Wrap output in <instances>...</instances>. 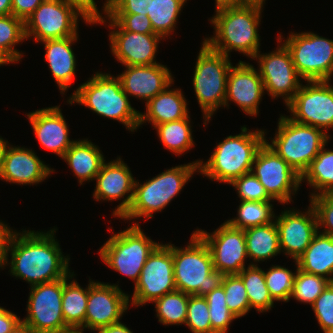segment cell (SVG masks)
Listing matches in <instances>:
<instances>
[{
    "label": "cell",
    "mask_w": 333,
    "mask_h": 333,
    "mask_svg": "<svg viewBox=\"0 0 333 333\" xmlns=\"http://www.w3.org/2000/svg\"><path fill=\"white\" fill-rule=\"evenodd\" d=\"M8 64L1 56H0V66Z\"/></svg>",
    "instance_id": "6125c7cd"
},
{
    "label": "cell",
    "mask_w": 333,
    "mask_h": 333,
    "mask_svg": "<svg viewBox=\"0 0 333 333\" xmlns=\"http://www.w3.org/2000/svg\"><path fill=\"white\" fill-rule=\"evenodd\" d=\"M9 144L10 143L8 142V140L6 141L5 139H3L0 136V171L2 168V163H3L4 156H5V152H6L7 147L9 146Z\"/></svg>",
    "instance_id": "6f0895ef"
},
{
    "label": "cell",
    "mask_w": 333,
    "mask_h": 333,
    "mask_svg": "<svg viewBox=\"0 0 333 333\" xmlns=\"http://www.w3.org/2000/svg\"><path fill=\"white\" fill-rule=\"evenodd\" d=\"M330 80L307 81L286 105L294 122L321 130L333 128V86ZM293 115V116H292Z\"/></svg>",
    "instance_id": "4fadbf2b"
},
{
    "label": "cell",
    "mask_w": 333,
    "mask_h": 333,
    "mask_svg": "<svg viewBox=\"0 0 333 333\" xmlns=\"http://www.w3.org/2000/svg\"><path fill=\"white\" fill-rule=\"evenodd\" d=\"M84 330L82 329H67V330H64V331H61V332H56V333H83Z\"/></svg>",
    "instance_id": "680465c9"
},
{
    "label": "cell",
    "mask_w": 333,
    "mask_h": 333,
    "mask_svg": "<svg viewBox=\"0 0 333 333\" xmlns=\"http://www.w3.org/2000/svg\"><path fill=\"white\" fill-rule=\"evenodd\" d=\"M199 162L196 160L172 167L143 184L136 180L131 205L120 219H149L153 213L161 212L182 191L193 174L198 172Z\"/></svg>",
    "instance_id": "52a82bcc"
},
{
    "label": "cell",
    "mask_w": 333,
    "mask_h": 333,
    "mask_svg": "<svg viewBox=\"0 0 333 333\" xmlns=\"http://www.w3.org/2000/svg\"><path fill=\"white\" fill-rule=\"evenodd\" d=\"M298 269L333 282V237L318 232L296 260Z\"/></svg>",
    "instance_id": "f1b7e54d"
},
{
    "label": "cell",
    "mask_w": 333,
    "mask_h": 333,
    "mask_svg": "<svg viewBox=\"0 0 333 333\" xmlns=\"http://www.w3.org/2000/svg\"><path fill=\"white\" fill-rule=\"evenodd\" d=\"M9 333H35V332L26 323L20 321Z\"/></svg>",
    "instance_id": "db71d44e"
},
{
    "label": "cell",
    "mask_w": 333,
    "mask_h": 333,
    "mask_svg": "<svg viewBox=\"0 0 333 333\" xmlns=\"http://www.w3.org/2000/svg\"><path fill=\"white\" fill-rule=\"evenodd\" d=\"M94 9L97 8L95 0H86Z\"/></svg>",
    "instance_id": "91938a15"
},
{
    "label": "cell",
    "mask_w": 333,
    "mask_h": 333,
    "mask_svg": "<svg viewBox=\"0 0 333 333\" xmlns=\"http://www.w3.org/2000/svg\"><path fill=\"white\" fill-rule=\"evenodd\" d=\"M229 185L235 187L240 201H274L252 172L234 179Z\"/></svg>",
    "instance_id": "ee69618b"
},
{
    "label": "cell",
    "mask_w": 333,
    "mask_h": 333,
    "mask_svg": "<svg viewBox=\"0 0 333 333\" xmlns=\"http://www.w3.org/2000/svg\"><path fill=\"white\" fill-rule=\"evenodd\" d=\"M73 276L71 272L63 278L62 313L68 328L84 330L89 284L84 289L76 279L70 280Z\"/></svg>",
    "instance_id": "f546056e"
},
{
    "label": "cell",
    "mask_w": 333,
    "mask_h": 333,
    "mask_svg": "<svg viewBox=\"0 0 333 333\" xmlns=\"http://www.w3.org/2000/svg\"><path fill=\"white\" fill-rule=\"evenodd\" d=\"M12 14V0H0V15Z\"/></svg>",
    "instance_id": "11a10c76"
},
{
    "label": "cell",
    "mask_w": 333,
    "mask_h": 333,
    "mask_svg": "<svg viewBox=\"0 0 333 333\" xmlns=\"http://www.w3.org/2000/svg\"><path fill=\"white\" fill-rule=\"evenodd\" d=\"M24 230L11 236L5 266L11 264L10 275L25 280L31 286L60 280L67 277L70 257L64 256L55 233ZM10 260V262L8 261Z\"/></svg>",
    "instance_id": "6da1fadb"
},
{
    "label": "cell",
    "mask_w": 333,
    "mask_h": 333,
    "mask_svg": "<svg viewBox=\"0 0 333 333\" xmlns=\"http://www.w3.org/2000/svg\"><path fill=\"white\" fill-rule=\"evenodd\" d=\"M189 294L175 290L155 300L158 322L163 325H182L187 318Z\"/></svg>",
    "instance_id": "74e56055"
},
{
    "label": "cell",
    "mask_w": 333,
    "mask_h": 333,
    "mask_svg": "<svg viewBox=\"0 0 333 333\" xmlns=\"http://www.w3.org/2000/svg\"><path fill=\"white\" fill-rule=\"evenodd\" d=\"M257 70L250 63L241 60L237 65L231 66L227 77L225 107L232 101L247 115L256 116L259 113L265 89Z\"/></svg>",
    "instance_id": "7402d4cb"
},
{
    "label": "cell",
    "mask_w": 333,
    "mask_h": 333,
    "mask_svg": "<svg viewBox=\"0 0 333 333\" xmlns=\"http://www.w3.org/2000/svg\"><path fill=\"white\" fill-rule=\"evenodd\" d=\"M326 145L301 176V182L306 180L314 190L310 197L333 192V150H327Z\"/></svg>",
    "instance_id": "d6a6232c"
},
{
    "label": "cell",
    "mask_w": 333,
    "mask_h": 333,
    "mask_svg": "<svg viewBox=\"0 0 333 333\" xmlns=\"http://www.w3.org/2000/svg\"><path fill=\"white\" fill-rule=\"evenodd\" d=\"M305 212L294 208L275 216L281 252L296 261L318 233L317 216L311 204Z\"/></svg>",
    "instance_id": "ffe728a7"
},
{
    "label": "cell",
    "mask_w": 333,
    "mask_h": 333,
    "mask_svg": "<svg viewBox=\"0 0 333 333\" xmlns=\"http://www.w3.org/2000/svg\"><path fill=\"white\" fill-rule=\"evenodd\" d=\"M30 288L27 315L21 321L35 333H56L69 329L62 313L63 278Z\"/></svg>",
    "instance_id": "2e32d148"
},
{
    "label": "cell",
    "mask_w": 333,
    "mask_h": 333,
    "mask_svg": "<svg viewBox=\"0 0 333 333\" xmlns=\"http://www.w3.org/2000/svg\"><path fill=\"white\" fill-rule=\"evenodd\" d=\"M323 333L333 332V282H330L311 305Z\"/></svg>",
    "instance_id": "f6af8a7d"
},
{
    "label": "cell",
    "mask_w": 333,
    "mask_h": 333,
    "mask_svg": "<svg viewBox=\"0 0 333 333\" xmlns=\"http://www.w3.org/2000/svg\"><path fill=\"white\" fill-rule=\"evenodd\" d=\"M109 24L111 28L109 39L110 48L113 56L122 66H143L158 64L156 62V53L158 44L163 37L158 34H140L122 30L107 15L104 16L98 8L94 10V21L96 24Z\"/></svg>",
    "instance_id": "e0dca14e"
},
{
    "label": "cell",
    "mask_w": 333,
    "mask_h": 333,
    "mask_svg": "<svg viewBox=\"0 0 333 333\" xmlns=\"http://www.w3.org/2000/svg\"><path fill=\"white\" fill-rule=\"evenodd\" d=\"M172 84L174 81L146 103V112H140V127L148 121L154 127L161 123L186 118L189 115L186 98L181 89H170Z\"/></svg>",
    "instance_id": "4316f807"
},
{
    "label": "cell",
    "mask_w": 333,
    "mask_h": 333,
    "mask_svg": "<svg viewBox=\"0 0 333 333\" xmlns=\"http://www.w3.org/2000/svg\"><path fill=\"white\" fill-rule=\"evenodd\" d=\"M294 262L296 265V275L291 297L300 303L312 305L330 281L322 276L303 272L298 269L297 261Z\"/></svg>",
    "instance_id": "f35d334b"
},
{
    "label": "cell",
    "mask_w": 333,
    "mask_h": 333,
    "mask_svg": "<svg viewBox=\"0 0 333 333\" xmlns=\"http://www.w3.org/2000/svg\"><path fill=\"white\" fill-rule=\"evenodd\" d=\"M175 290L173 244L161 243L148 256L129 301L131 306H143Z\"/></svg>",
    "instance_id": "7c38bea8"
},
{
    "label": "cell",
    "mask_w": 333,
    "mask_h": 333,
    "mask_svg": "<svg viewBox=\"0 0 333 333\" xmlns=\"http://www.w3.org/2000/svg\"><path fill=\"white\" fill-rule=\"evenodd\" d=\"M248 258L254 263L275 258L281 253L275 220L269 224L244 230Z\"/></svg>",
    "instance_id": "4dcf8cb0"
},
{
    "label": "cell",
    "mask_w": 333,
    "mask_h": 333,
    "mask_svg": "<svg viewBox=\"0 0 333 333\" xmlns=\"http://www.w3.org/2000/svg\"><path fill=\"white\" fill-rule=\"evenodd\" d=\"M209 307L211 327L216 333H228L230 323L238 319L228 308L224 288L220 287L205 296Z\"/></svg>",
    "instance_id": "60d3db41"
},
{
    "label": "cell",
    "mask_w": 333,
    "mask_h": 333,
    "mask_svg": "<svg viewBox=\"0 0 333 333\" xmlns=\"http://www.w3.org/2000/svg\"><path fill=\"white\" fill-rule=\"evenodd\" d=\"M187 0H150L147 17L150 19L154 32L164 39L174 30Z\"/></svg>",
    "instance_id": "d590c367"
},
{
    "label": "cell",
    "mask_w": 333,
    "mask_h": 333,
    "mask_svg": "<svg viewBox=\"0 0 333 333\" xmlns=\"http://www.w3.org/2000/svg\"><path fill=\"white\" fill-rule=\"evenodd\" d=\"M229 135L215 146L206 162L200 160L198 172L212 181L230 184L234 179L250 173L255 155L266 138L265 130H249Z\"/></svg>",
    "instance_id": "3957f363"
},
{
    "label": "cell",
    "mask_w": 333,
    "mask_h": 333,
    "mask_svg": "<svg viewBox=\"0 0 333 333\" xmlns=\"http://www.w3.org/2000/svg\"><path fill=\"white\" fill-rule=\"evenodd\" d=\"M20 321L15 313L0 306V333H9Z\"/></svg>",
    "instance_id": "816d5d0a"
},
{
    "label": "cell",
    "mask_w": 333,
    "mask_h": 333,
    "mask_svg": "<svg viewBox=\"0 0 333 333\" xmlns=\"http://www.w3.org/2000/svg\"><path fill=\"white\" fill-rule=\"evenodd\" d=\"M247 4V0H215V8L223 5Z\"/></svg>",
    "instance_id": "9f6ffc18"
},
{
    "label": "cell",
    "mask_w": 333,
    "mask_h": 333,
    "mask_svg": "<svg viewBox=\"0 0 333 333\" xmlns=\"http://www.w3.org/2000/svg\"><path fill=\"white\" fill-rule=\"evenodd\" d=\"M277 127L271 143L267 139L265 142L301 176L332 138L325 131L294 122L286 115L280 116Z\"/></svg>",
    "instance_id": "ba28073f"
},
{
    "label": "cell",
    "mask_w": 333,
    "mask_h": 333,
    "mask_svg": "<svg viewBox=\"0 0 333 333\" xmlns=\"http://www.w3.org/2000/svg\"><path fill=\"white\" fill-rule=\"evenodd\" d=\"M150 0H106L103 14H145L149 11Z\"/></svg>",
    "instance_id": "c3c4849f"
},
{
    "label": "cell",
    "mask_w": 333,
    "mask_h": 333,
    "mask_svg": "<svg viewBox=\"0 0 333 333\" xmlns=\"http://www.w3.org/2000/svg\"><path fill=\"white\" fill-rule=\"evenodd\" d=\"M43 1L44 0H12V14L25 22Z\"/></svg>",
    "instance_id": "681fc988"
},
{
    "label": "cell",
    "mask_w": 333,
    "mask_h": 333,
    "mask_svg": "<svg viewBox=\"0 0 333 333\" xmlns=\"http://www.w3.org/2000/svg\"><path fill=\"white\" fill-rule=\"evenodd\" d=\"M271 202L274 201H240L238 216L226 222L242 230L269 224L275 220L274 206Z\"/></svg>",
    "instance_id": "8d00e7d4"
},
{
    "label": "cell",
    "mask_w": 333,
    "mask_h": 333,
    "mask_svg": "<svg viewBox=\"0 0 333 333\" xmlns=\"http://www.w3.org/2000/svg\"><path fill=\"white\" fill-rule=\"evenodd\" d=\"M98 147L88 139L76 140L62 157L78 178L80 185L95 180L102 164L106 161Z\"/></svg>",
    "instance_id": "83f0119b"
},
{
    "label": "cell",
    "mask_w": 333,
    "mask_h": 333,
    "mask_svg": "<svg viewBox=\"0 0 333 333\" xmlns=\"http://www.w3.org/2000/svg\"><path fill=\"white\" fill-rule=\"evenodd\" d=\"M126 69L117 77L122 89L129 97L148 103L173 81L171 71L161 63L143 66H124Z\"/></svg>",
    "instance_id": "d4e9b609"
},
{
    "label": "cell",
    "mask_w": 333,
    "mask_h": 333,
    "mask_svg": "<svg viewBox=\"0 0 333 333\" xmlns=\"http://www.w3.org/2000/svg\"><path fill=\"white\" fill-rule=\"evenodd\" d=\"M79 36L43 41L45 61L55 79L60 93L63 95L72 85L76 71V58L72 45ZM77 40V41H76Z\"/></svg>",
    "instance_id": "484cf974"
},
{
    "label": "cell",
    "mask_w": 333,
    "mask_h": 333,
    "mask_svg": "<svg viewBox=\"0 0 333 333\" xmlns=\"http://www.w3.org/2000/svg\"><path fill=\"white\" fill-rule=\"evenodd\" d=\"M27 118L40 145L60 158L76 141L69 138V127L60 105L29 112Z\"/></svg>",
    "instance_id": "cb8c5ba5"
},
{
    "label": "cell",
    "mask_w": 333,
    "mask_h": 333,
    "mask_svg": "<svg viewBox=\"0 0 333 333\" xmlns=\"http://www.w3.org/2000/svg\"><path fill=\"white\" fill-rule=\"evenodd\" d=\"M190 115L186 118L154 126L165 148L179 155L191 150L194 145Z\"/></svg>",
    "instance_id": "836d02e7"
},
{
    "label": "cell",
    "mask_w": 333,
    "mask_h": 333,
    "mask_svg": "<svg viewBox=\"0 0 333 333\" xmlns=\"http://www.w3.org/2000/svg\"><path fill=\"white\" fill-rule=\"evenodd\" d=\"M54 169L46 165L34 150L9 146L0 171V179L18 185H36L43 182Z\"/></svg>",
    "instance_id": "603a6c76"
},
{
    "label": "cell",
    "mask_w": 333,
    "mask_h": 333,
    "mask_svg": "<svg viewBox=\"0 0 333 333\" xmlns=\"http://www.w3.org/2000/svg\"><path fill=\"white\" fill-rule=\"evenodd\" d=\"M222 286L229 310L238 319L244 317L250 311V304L242 279L237 274L225 275Z\"/></svg>",
    "instance_id": "b9f144b4"
},
{
    "label": "cell",
    "mask_w": 333,
    "mask_h": 333,
    "mask_svg": "<svg viewBox=\"0 0 333 333\" xmlns=\"http://www.w3.org/2000/svg\"><path fill=\"white\" fill-rule=\"evenodd\" d=\"M15 230L11 229L8 224H5L2 220H0V268L4 269L6 264L7 250L8 245L11 239V236Z\"/></svg>",
    "instance_id": "f907efd6"
},
{
    "label": "cell",
    "mask_w": 333,
    "mask_h": 333,
    "mask_svg": "<svg viewBox=\"0 0 333 333\" xmlns=\"http://www.w3.org/2000/svg\"><path fill=\"white\" fill-rule=\"evenodd\" d=\"M185 325L192 333H216L211 327L209 307L204 296L189 295Z\"/></svg>",
    "instance_id": "7bdbcfd3"
},
{
    "label": "cell",
    "mask_w": 333,
    "mask_h": 333,
    "mask_svg": "<svg viewBox=\"0 0 333 333\" xmlns=\"http://www.w3.org/2000/svg\"><path fill=\"white\" fill-rule=\"evenodd\" d=\"M309 201L317 216L318 229L324 228L318 232L333 237V192L310 197Z\"/></svg>",
    "instance_id": "bcb514c9"
},
{
    "label": "cell",
    "mask_w": 333,
    "mask_h": 333,
    "mask_svg": "<svg viewBox=\"0 0 333 333\" xmlns=\"http://www.w3.org/2000/svg\"><path fill=\"white\" fill-rule=\"evenodd\" d=\"M263 6L252 2L216 7L215 15L209 19L214 25V35L203 41L227 57L235 50L253 59L261 46L258 27Z\"/></svg>",
    "instance_id": "7a4b0ae2"
},
{
    "label": "cell",
    "mask_w": 333,
    "mask_h": 333,
    "mask_svg": "<svg viewBox=\"0 0 333 333\" xmlns=\"http://www.w3.org/2000/svg\"><path fill=\"white\" fill-rule=\"evenodd\" d=\"M159 244L146 236L137 221L126 230L111 235L98 253L104 264L136 284L148 256Z\"/></svg>",
    "instance_id": "30bf717a"
},
{
    "label": "cell",
    "mask_w": 333,
    "mask_h": 333,
    "mask_svg": "<svg viewBox=\"0 0 333 333\" xmlns=\"http://www.w3.org/2000/svg\"><path fill=\"white\" fill-rule=\"evenodd\" d=\"M132 175L127 164L122 161L121 157H117L108 163L104 161L95 177L96 186L93 198L96 201L123 199L112 212L114 217L121 218L131 205L136 181Z\"/></svg>",
    "instance_id": "44dd1931"
},
{
    "label": "cell",
    "mask_w": 333,
    "mask_h": 333,
    "mask_svg": "<svg viewBox=\"0 0 333 333\" xmlns=\"http://www.w3.org/2000/svg\"><path fill=\"white\" fill-rule=\"evenodd\" d=\"M230 58L210 48L204 41L196 59L193 87L201 107L204 126L224 107L227 77L232 66Z\"/></svg>",
    "instance_id": "9c48e42d"
},
{
    "label": "cell",
    "mask_w": 333,
    "mask_h": 333,
    "mask_svg": "<svg viewBox=\"0 0 333 333\" xmlns=\"http://www.w3.org/2000/svg\"><path fill=\"white\" fill-rule=\"evenodd\" d=\"M195 232L207 244L214 270L224 275L239 274L246 266L248 258L244 230L232 227L226 221L214 232L202 229Z\"/></svg>",
    "instance_id": "ac0fdd59"
},
{
    "label": "cell",
    "mask_w": 333,
    "mask_h": 333,
    "mask_svg": "<svg viewBox=\"0 0 333 333\" xmlns=\"http://www.w3.org/2000/svg\"><path fill=\"white\" fill-rule=\"evenodd\" d=\"M301 79L331 81L333 76V40L313 32L290 33L283 40Z\"/></svg>",
    "instance_id": "8fae6325"
},
{
    "label": "cell",
    "mask_w": 333,
    "mask_h": 333,
    "mask_svg": "<svg viewBox=\"0 0 333 333\" xmlns=\"http://www.w3.org/2000/svg\"><path fill=\"white\" fill-rule=\"evenodd\" d=\"M282 39L284 38L279 34L277 41L280 45L276 47V50L268 54H261L259 51L253 59L259 63L258 70L267 94L274 99L281 96L284 99V104L287 105L302 84L289 50L281 43Z\"/></svg>",
    "instance_id": "9a60e30c"
},
{
    "label": "cell",
    "mask_w": 333,
    "mask_h": 333,
    "mask_svg": "<svg viewBox=\"0 0 333 333\" xmlns=\"http://www.w3.org/2000/svg\"><path fill=\"white\" fill-rule=\"evenodd\" d=\"M96 331L97 333H133V331L121 322L102 327Z\"/></svg>",
    "instance_id": "f5cc1de1"
},
{
    "label": "cell",
    "mask_w": 333,
    "mask_h": 333,
    "mask_svg": "<svg viewBox=\"0 0 333 333\" xmlns=\"http://www.w3.org/2000/svg\"><path fill=\"white\" fill-rule=\"evenodd\" d=\"M266 0H247V4L248 3H252V2H257V3H262L264 4Z\"/></svg>",
    "instance_id": "94428289"
},
{
    "label": "cell",
    "mask_w": 333,
    "mask_h": 333,
    "mask_svg": "<svg viewBox=\"0 0 333 333\" xmlns=\"http://www.w3.org/2000/svg\"><path fill=\"white\" fill-rule=\"evenodd\" d=\"M122 30L140 34H156L145 14H106Z\"/></svg>",
    "instance_id": "7dc6e473"
},
{
    "label": "cell",
    "mask_w": 333,
    "mask_h": 333,
    "mask_svg": "<svg viewBox=\"0 0 333 333\" xmlns=\"http://www.w3.org/2000/svg\"><path fill=\"white\" fill-rule=\"evenodd\" d=\"M118 285L95 282L89 278L85 330L95 332L102 327L121 322L129 308L130 295L123 292Z\"/></svg>",
    "instance_id": "d6986e66"
},
{
    "label": "cell",
    "mask_w": 333,
    "mask_h": 333,
    "mask_svg": "<svg viewBox=\"0 0 333 333\" xmlns=\"http://www.w3.org/2000/svg\"><path fill=\"white\" fill-rule=\"evenodd\" d=\"M94 10L86 0H44L25 20V37L41 43L78 36L79 17L95 24Z\"/></svg>",
    "instance_id": "5b68a950"
},
{
    "label": "cell",
    "mask_w": 333,
    "mask_h": 333,
    "mask_svg": "<svg viewBox=\"0 0 333 333\" xmlns=\"http://www.w3.org/2000/svg\"><path fill=\"white\" fill-rule=\"evenodd\" d=\"M268 195L281 204L291 203L301 186V175L282 159L266 142L257 151L251 171Z\"/></svg>",
    "instance_id": "5bb4252c"
},
{
    "label": "cell",
    "mask_w": 333,
    "mask_h": 333,
    "mask_svg": "<svg viewBox=\"0 0 333 333\" xmlns=\"http://www.w3.org/2000/svg\"><path fill=\"white\" fill-rule=\"evenodd\" d=\"M26 41L24 21L11 15H0V56L8 63H18L23 54L14 48Z\"/></svg>",
    "instance_id": "e575fe53"
},
{
    "label": "cell",
    "mask_w": 333,
    "mask_h": 333,
    "mask_svg": "<svg viewBox=\"0 0 333 333\" xmlns=\"http://www.w3.org/2000/svg\"><path fill=\"white\" fill-rule=\"evenodd\" d=\"M120 79L96 72L73 92L68 104H81L102 117L121 122L131 132L139 127L140 112L130 104Z\"/></svg>",
    "instance_id": "277c9868"
},
{
    "label": "cell",
    "mask_w": 333,
    "mask_h": 333,
    "mask_svg": "<svg viewBox=\"0 0 333 333\" xmlns=\"http://www.w3.org/2000/svg\"><path fill=\"white\" fill-rule=\"evenodd\" d=\"M244 284L249 299L250 310L263 313L271 310L274 306L269 290L266 286L264 270L254 264L253 261L237 274Z\"/></svg>",
    "instance_id": "1f68e13d"
},
{
    "label": "cell",
    "mask_w": 333,
    "mask_h": 333,
    "mask_svg": "<svg viewBox=\"0 0 333 333\" xmlns=\"http://www.w3.org/2000/svg\"><path fill=\"white\" fill-rule=\"evenodd\" d=\"M186 247L173 245V267L176 290L189 295L205 296L220 287L224 274L214 270L207 244L195 232Z\"/></svg>",
    "instance_id": "8992f818"
},
{
    "label": "cell",
    "mask_w": 333,
    "mask_h": 333,
    "mask_svg": "<svg viewBox=\"0 0 333 333\" xmlns=\"http://www.w3.org/2000/svg\"><path fill=\"white\" fill-rule=\"evenodd\" d=\"M295 275L296 272L280 265H272L268 271H264L266 286L274 301H290Z\"/></svg>",
    "instance_id": "ab89813d"
}]
</instances>
